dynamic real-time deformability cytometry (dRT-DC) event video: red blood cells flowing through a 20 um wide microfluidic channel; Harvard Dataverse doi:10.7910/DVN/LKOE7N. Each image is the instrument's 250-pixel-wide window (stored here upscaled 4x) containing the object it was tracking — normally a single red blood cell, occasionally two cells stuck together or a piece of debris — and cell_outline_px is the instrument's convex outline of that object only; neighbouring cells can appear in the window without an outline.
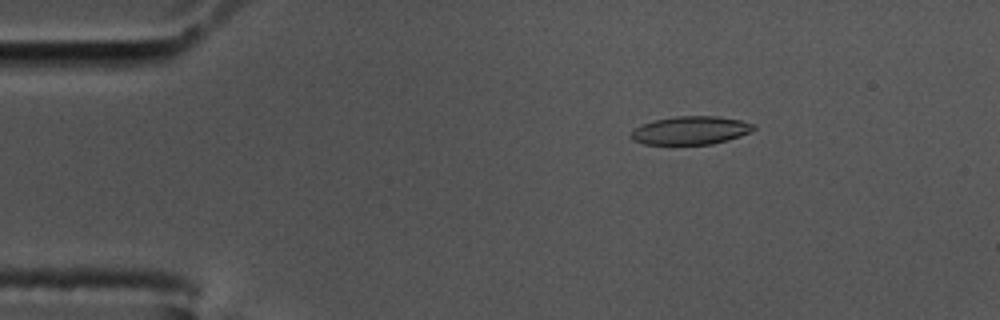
{"species": "common noctule bat (a hibernating species)", "species_latin": "Nyctalus noctula", "temperature_condition": "cold", "stored_images_in_passage": 57, "camera_frame_rate_fps": 3000, "um_per_image_px": 0.085, "animal": {"sex": "male", "body_mass_g": 17.5, "forearm_length_mm": 52.3}, "frame": {"image": 1, "passage_image": 9, "time_ms": 2.667, "image_size_px": [1000, 320], "cell_outline_px": [[756, 128], [740, 136], [728, 140], [712, 144], [644, 144], [632, 140], [632, 128], [652, 120], [676, 116], [716, 116], [740, 120], [756, 124]], "centroid_in_image_um": [58.69, 11.07], "position_along_channel_um": 26.3, "area_um2": 20.23}}
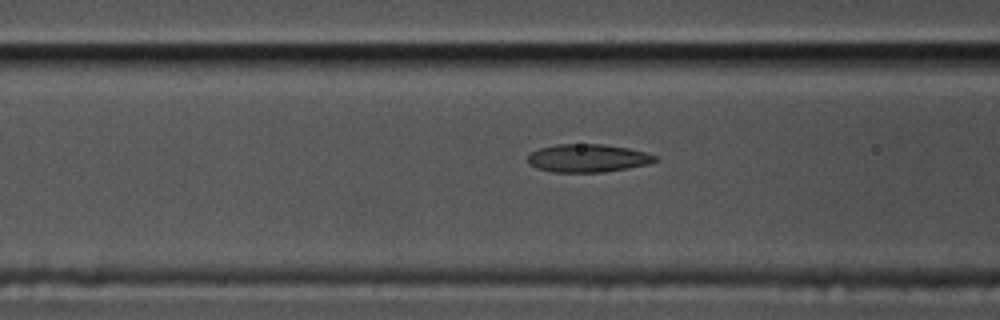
{"frame": {"image": 2, "passage_image": 22, "time_ms": 7.0, "image_size_px": [1000, 320], "cell_outline_px": [[660, 160], [648, 164], [628, 168], [604, 172], [552, 172], [536, 168], [528, 160], [528, 156], [532, 152], [540, 148], [556, 144], [604, 144], [628, 148], [644, 152], [656, 156]], "centroid_in_image_um": [49.99, 13.44], "position_along_channel_um": 116.6, "area_um2": 20.75}}
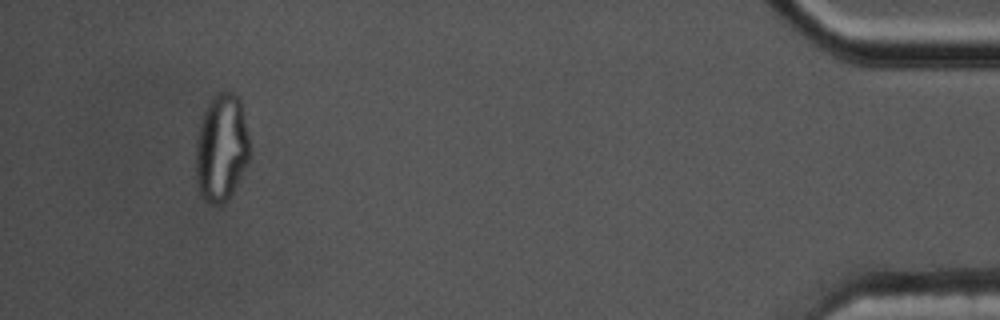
{"frame": {"image": 3, "passage_image": 54, "time_ms": 17.667, "image_size_px": [1000, 320], "cell_outline_px": [[252, 152], [232, 192], [224, 204], [212, 204], [200, 192], [196, 180], [196, 136], [204, 112], [212, 96], [216, 92], [232, 92], [240, 96]], "centroid_in_image_um": [18.84, 12.51], "position_along_channel_um": 416.4, "area_um2": 33.81}, "authors_computed_cell_mechanics": {"area_um2": 21.097, "velocity_mm_per_s": 3.4693, "shape_relaxation_time_tau1_ms": null, "shape_relaxation_time_tau2_ms": 1.889, "deformation_change_tau1": null, "deformation_change_tau2": 0.0706}}